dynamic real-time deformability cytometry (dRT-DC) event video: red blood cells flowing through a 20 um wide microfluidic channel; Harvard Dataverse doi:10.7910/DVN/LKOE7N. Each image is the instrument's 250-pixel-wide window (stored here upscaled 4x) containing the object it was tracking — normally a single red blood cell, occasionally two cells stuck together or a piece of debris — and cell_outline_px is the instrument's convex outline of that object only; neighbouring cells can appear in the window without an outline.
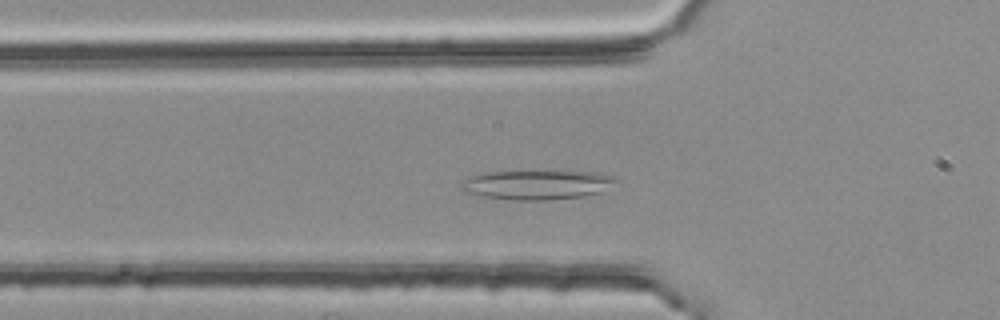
{"species": "common noctule bat (a hibernating species)", "species_latin": "Nyctalus noctula", "temperature_condition": "room temperature", "stored_images_in_passage": 40, "camera_frame_rate_fps": 3000, "um_per_image_px": 0.085, "animal": {"sex": "female", "body_mass_g": 25.1}, "frame": {"image": 1, "passage_image": 7, "time_ms": 2.0, "image_size_px": [1000, 320], "cell_outline_px": [[620, 180], [600, 192], [584, 196], [548, 200], [512, 200], [484, 196], [464, 192], [460, 188], [460, 184], [464, 180], [472, 176], [484, 172], [592, 172], [612, 176]], "centroid_in_image_um": [45.62, 15.72], "position_along_channel_um": 80.2, "area_um2": 26.13}}
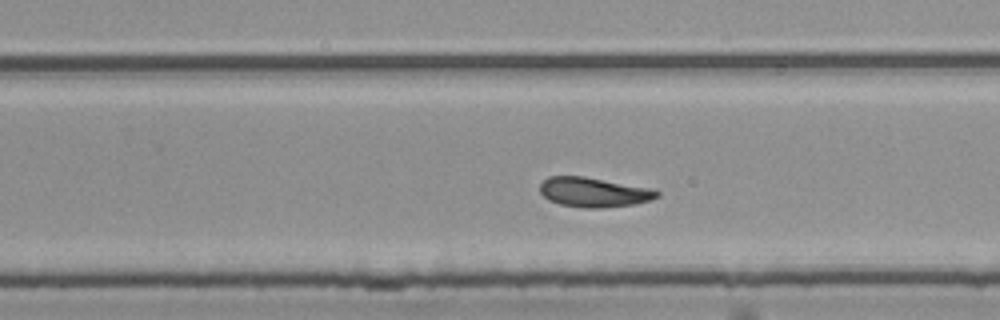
{"frame": {"image": 2, "passage_image": 23, "time_ms": 7.333, "image_size_px": [1000, 320], "cell_outline_px": [[660, 196], [652, 200], [632, 204], [600, 208], [584, 208], [560, 204], [548, 200], [540, 192], [540, 184], [548, 176], [584, 176], [656, 188], [660, 192]], "centroid_in_image_um": [50.52, 16.33], "position_along_channel_um": 279.3, "area_um2": 20.52}}
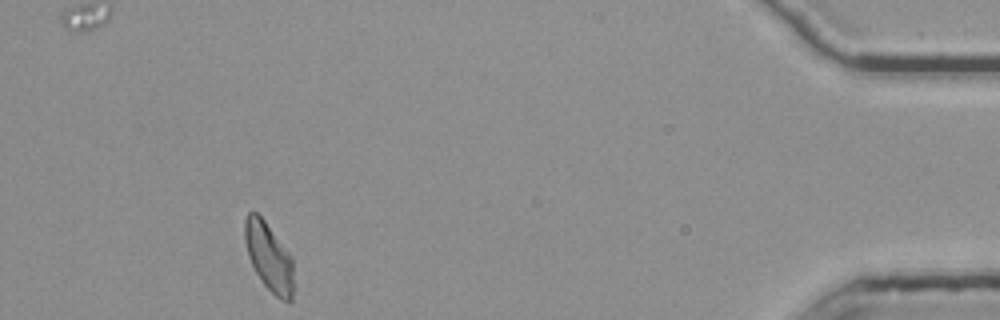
{"frame": {"image": 3, "passage_image": 39, "time_ms": 12.667, "image_size_px": [1000, 320], "cell_outline_px": [[296, 288], [292, 300], [280, 300], [264, 284], [256, 272], [248, 256], [244, 240], [244, 220], [248, 212], [256, 212], [264, 220], [292, 256]], "centroid_in_image_um": [22.9, 21.87], "position_along_channel_um": 412.3, "area_um2": 19.77}, "authors_computed_cell_mechanics": {"area_um2": 20.2589, "velocity_mm_per_s": 3.7359, "shape_relaxation_time_tau1_ms": 7.9, "shape_relaxation_time_tau2_ms": null, "deformation_change_tau1": 0.1479, "deformation_change_tau2": null}}